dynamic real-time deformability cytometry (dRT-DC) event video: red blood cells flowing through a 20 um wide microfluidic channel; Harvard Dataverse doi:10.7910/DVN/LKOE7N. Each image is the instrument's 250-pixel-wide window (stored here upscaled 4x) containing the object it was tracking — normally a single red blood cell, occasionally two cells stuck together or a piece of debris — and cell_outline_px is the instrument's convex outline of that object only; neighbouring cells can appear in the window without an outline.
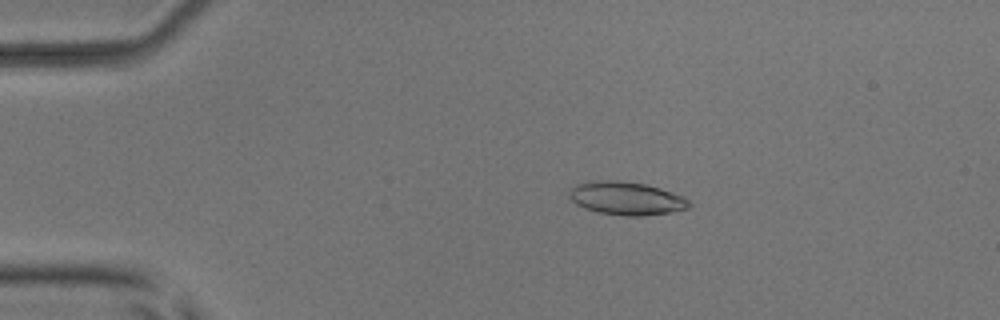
{"species": "common noctule bat (a hibernating species)", "species_latin": "Nyctalus noctula", "temperature_condition": "room temperature", "stored_images_in_passage": 54, "camera_frame_rate_fps": 3000, "um_per_image_px": 0.085, "animal": {"sex": "male", "body_mass_g": 17.9, "forearm_length_mm": 54.2}, "frame": {"image": 1, "passage_image": 11, "time_ms": 3.333, "image_size_px": [1000, 320], "cell_outline_px": [[692, 204], [688, 208], [668, 212], [644, 216], [624, 216], [596, 212], [584, 208], [576, 204], [568, 196], [568, 188], [576, 184], [588, 180], [616, 180], [644, 184], [660, 188], [684, 196], [692, 200]], "centroid_in_image_um": [53.21, 16.85], "position_along_channel_um": 31.8, "area_um2": 23.58}}
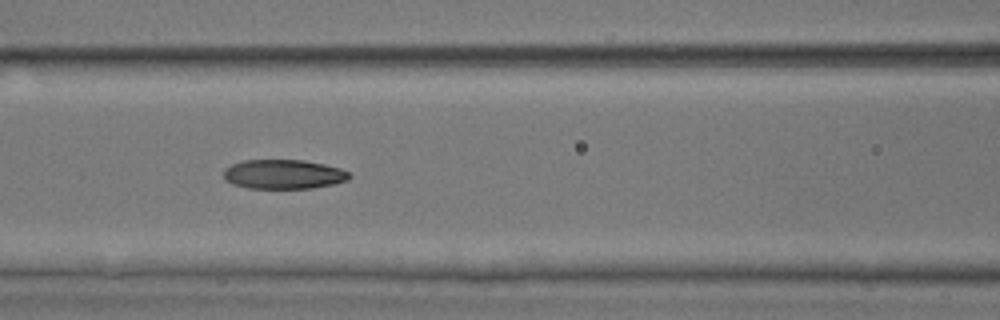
{"frame": {"image": 2, "passage_image": 24, "time_ms": 7.667, "image_size_px": [1000, 320], "cell_outline_px": [[352, 176], [348, 180], [332, 184], [312, 188], [248, 188], [232, 184], [224, 180], [224, 168], [232, 164], [244, 160], [304, 160], [324, 164], [340, 168], [348, 172]], "centroid_in_image_um": [24.09, 14.81], "position_along_channel_um": 142.5, "area_um2": 21.56}}
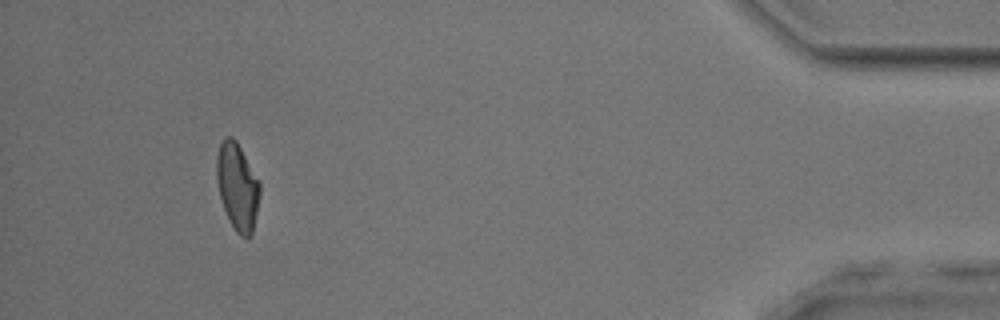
{"frame": {"image": 3, "passage_image": 50, "time_ms": 16.333, "image_size_px": [1000, 320], "cell_outline_px": [[260, 196], [252, 236], [240, 236], [236, 232], [224, 208], [220, 196], [216, 180], [216, 156], [220, 144], [228, 136], [232, 136], [236, 140], [260, 184]], "centroid_in_image_um": [20.18, 15.87], "position_along_channel_um": 415.0, "area_um2": 21.62}, "authors_computed_cell_mechanics": {"area_um2": 22.0507, "velocity_mm_per_s": 3.8829, "shape_relaxation_time_tau1_ms": 8.1453, "shape_relaxation_time_tau2_ms": 4.1741, "deformation_change_tau1": 0.2296, "deformation_change_tau2": 0.1096}}